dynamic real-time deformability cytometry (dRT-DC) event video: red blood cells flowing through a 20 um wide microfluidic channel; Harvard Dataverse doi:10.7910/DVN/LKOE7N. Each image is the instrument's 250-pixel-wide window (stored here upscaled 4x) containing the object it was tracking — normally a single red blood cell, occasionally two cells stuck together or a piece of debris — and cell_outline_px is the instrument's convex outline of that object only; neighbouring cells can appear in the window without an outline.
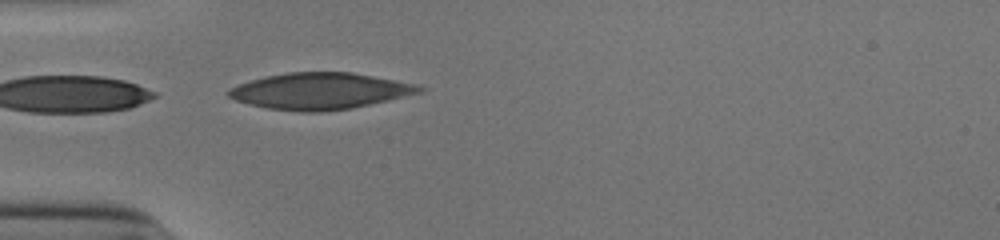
{"species": "human", "species_latin": "Homo sapiens", "temperature_condition": "cold", "stored_images_in_passage": 16, "camera_frame_rate_fps": 3000, "um_per_image_px": 0.085, "donor": {"sex": "male"}, "frame": {"image": 1, "passage_image": 16, "time_ms": 5.0, "image_size_px": [1000, 240], "cell_outline_px": [[424, 92], [352, 108], [320, 112], [300, 112], [268, 108], [248, 104], [236, 100], [228, 96], [228, 88], [264, 76], [288, 72], [352, 72], [420, 84], [424, 88]], "centroid_in_image_um": [27.24, 7.73], "position_along_channel_um": 57.8, "area_um2": 40.63}}